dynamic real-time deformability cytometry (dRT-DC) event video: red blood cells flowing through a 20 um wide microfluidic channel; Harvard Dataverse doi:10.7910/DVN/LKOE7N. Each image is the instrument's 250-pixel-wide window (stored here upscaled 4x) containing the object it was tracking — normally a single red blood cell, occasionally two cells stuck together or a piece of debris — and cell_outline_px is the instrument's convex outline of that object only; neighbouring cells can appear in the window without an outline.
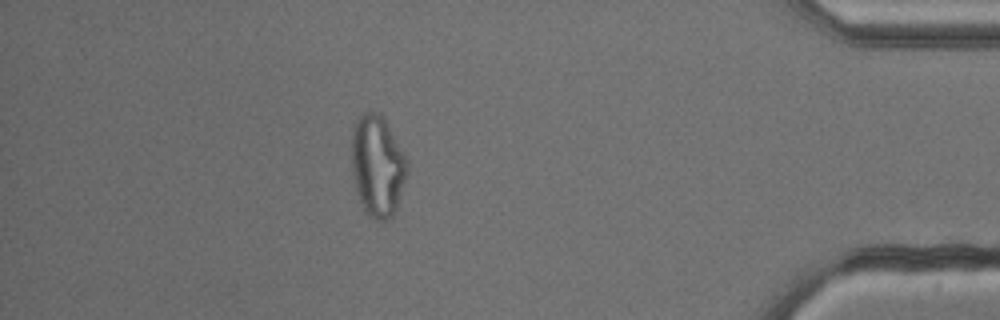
{"species": "common noctule bat (a hibernating species)", "species_latin": "Nyctalus noctula", "temperature_condition": "cold", "stored_images_in_passage": 46, "camera_frame_rate_fps": 3000, "um_per_image_px": 0.085, "animal": {"sex": "male", "body_mass_g": 13.3}, "frame": {"image": 1, "passage_image": 40, "time_ms": 13.0, "image_size_px": [1000, 320], "cell_outline_px": [[408, 168], [396, 208], [392, 216], [384, 220], [372, 220], [364, 212], [360, 204], [356, 192], [352, 172], [352, 128], [356, 120], [364, 112], [380, 112], [408, 160]], "centroid_in_image_um": [32.06, 14.12], "position_along_channel_um": 403.1, "area_um2": 32.83}}